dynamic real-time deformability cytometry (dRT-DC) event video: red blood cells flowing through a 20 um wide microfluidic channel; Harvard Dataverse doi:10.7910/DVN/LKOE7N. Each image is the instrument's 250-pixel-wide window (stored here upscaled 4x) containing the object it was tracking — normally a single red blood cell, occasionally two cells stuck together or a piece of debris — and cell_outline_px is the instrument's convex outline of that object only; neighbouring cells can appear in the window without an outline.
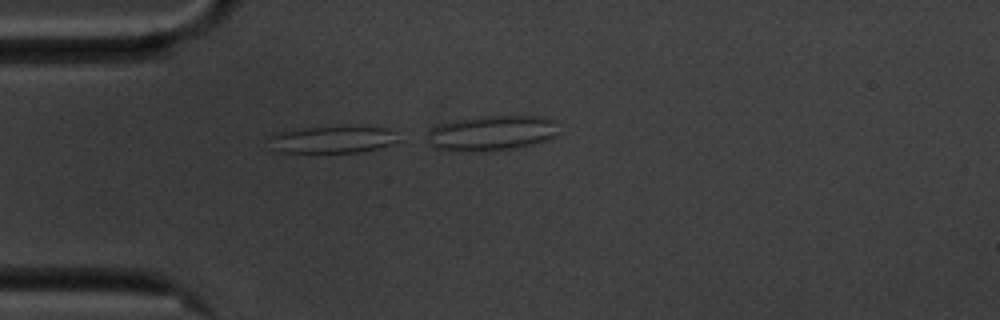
{"species": "common noctule bat (a hibernating species)", "species_latin": "Nyctalus noctula", "temperature_condition": "cold", "stored_images_in_passage": 19, "camera_frame_rate_fps": 3000, "um_per_image_px": 0.085, "animal": {"sex": "male", "body_mass_g": 20.1, "forearm_length_mm": 53.5}, "frame": {"image": 1, "passage_image": 14, "time_ms": 4.333, "image_size_px": [1000, 320], "cell_outline_px": [[400, 140], [392, 144], [360, 152], [280, 152], [272, 148], [268, 136], [280, 132], [300, 128], [388, 128], [396, 132]], "centroid_in_image_um": [28.26, 11.88], "position_along_channel_um": 56.7, "area_um2": 19.83}}